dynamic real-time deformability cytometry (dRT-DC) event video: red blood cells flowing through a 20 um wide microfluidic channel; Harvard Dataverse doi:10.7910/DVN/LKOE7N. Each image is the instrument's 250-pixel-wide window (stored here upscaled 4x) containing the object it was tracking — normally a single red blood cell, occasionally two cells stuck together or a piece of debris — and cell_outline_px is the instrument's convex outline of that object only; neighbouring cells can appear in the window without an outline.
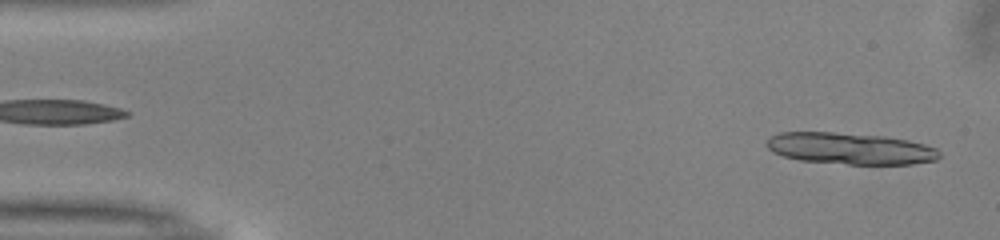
{"species": "common noctule bat (a hibernating species)", "species_latin": "Nyctalus noctula", "temperature_condition": "warm", "stored_images_in_passage": 11, "camera_frame_rate_fps": 3000, "um_per_image_px": 0.085, "animal": {"sex": "male", "body_mass_g": 13.0, "forearm_length_mm": 53.1}, "frame": {"image": 1, "passage_image": 1, "time_ms": 0.0, "image_size_px": [1000, 240], "cell_outline_px": [[940, 156], [936, 160], [912, 164], [848, 164], [800, 160], [784, 156], [772, 152], [768, 148], [768, 140], [772, 136], [780, 132], [832, 132], [884, 136], [908, 140], [924, 144], [936, 148], [940, 152]], "centroid_in_image_um": [72.3, 12.62], "position_along_channel_um": 12.7, "area_um2": 31.62}}